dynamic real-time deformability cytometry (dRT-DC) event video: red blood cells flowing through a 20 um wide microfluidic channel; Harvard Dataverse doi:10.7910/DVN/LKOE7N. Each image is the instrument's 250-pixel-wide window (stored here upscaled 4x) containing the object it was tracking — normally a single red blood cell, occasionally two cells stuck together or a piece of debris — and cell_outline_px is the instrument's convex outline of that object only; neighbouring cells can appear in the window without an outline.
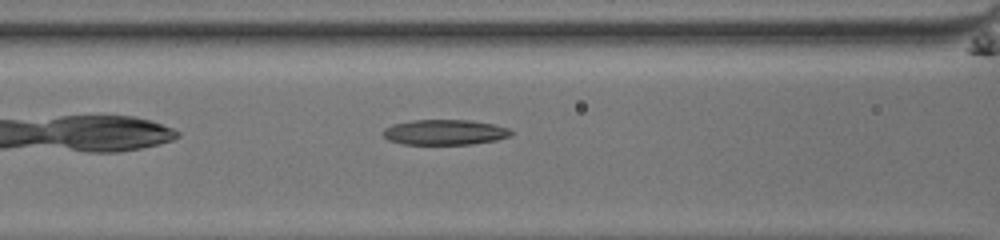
{"species": "common noctule bat (a hibernating species)", "species_latin": "Nyctalus noctula", "temperature_condition": "room temperature", "stored_images_in_passage": 35, "camera_frame_rate_fps": 3000, "um_per_image_px": 0.085, "animal": {"sex": "male", "body_mass_g": 13.0, "forearm_length_mm": 53.1}, "frame": {"image": 1, "passage_image": 7, "time_ms": 2.0, "image_size_px": [1000, 240], "cell_outline_px": [[512, 136], [496, 140], [472, 144], [404, 144], [388, 140], [380, 132], [384, 128], [392, 124], [412, 120], [472, 120], [496, 124], [508, 128], [512, 132]], "centroid_in_image_um": [37.8, 11.23], "position_along_channel_um": 128.8, "area_um2": 19.07}}
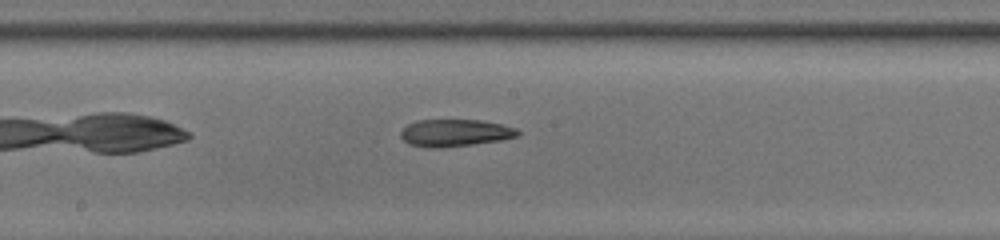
{"frame": {"image": 2, "passage_image": 13, "time_ms": 4.0, "image_size_px": [1000, 240], "cell_outline_px": [[520, 136], [500, 140], [472, 144], [440, 148], [428, 148], [408, 144], [400, 136], [400, 132], [408, 124], [416, 120], [480, 120], [500, 124], [516, 128], [520, 132]], "centroid_in_image_um": [38.66, 11.3], "position_along_channel_um": 209.5, "area_um2": 18.55}}
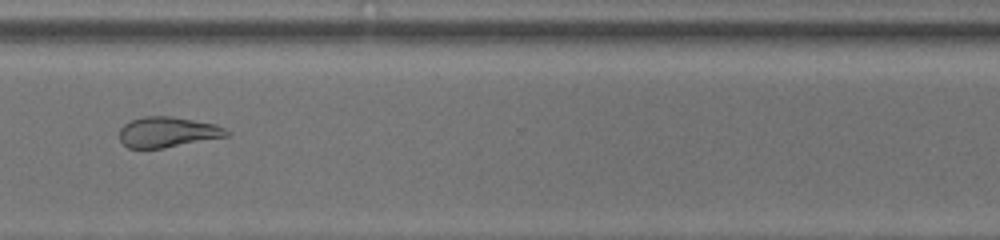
{"frame": {"image": 3, "passage_image": 24, "time_ms": 7.667, "image_size_px": [1000, 240], "cell_outline_px": [[232, 132], [228, 136], [164, 148], [128, 148], [120, 140], [120, 128], [124, 124], [132, 120], [144, 116], [172, 116], [216, 124]], "centroid_in_image_um": [14.27, 11.22], "position_along_channel_um": 356.3, "area_um2": 19.02}, "authors_computed_cell_mechanics": {"area_um2": 19.074, "velocity_mm_per_s": 4.0182, "shape_relaxation_time_tau1_ms": null, "shape_relaxation_time_tau2_ms": 2.8228, "deformation_change_tau1": null, "deformation_change_tau2": 0.1207}}